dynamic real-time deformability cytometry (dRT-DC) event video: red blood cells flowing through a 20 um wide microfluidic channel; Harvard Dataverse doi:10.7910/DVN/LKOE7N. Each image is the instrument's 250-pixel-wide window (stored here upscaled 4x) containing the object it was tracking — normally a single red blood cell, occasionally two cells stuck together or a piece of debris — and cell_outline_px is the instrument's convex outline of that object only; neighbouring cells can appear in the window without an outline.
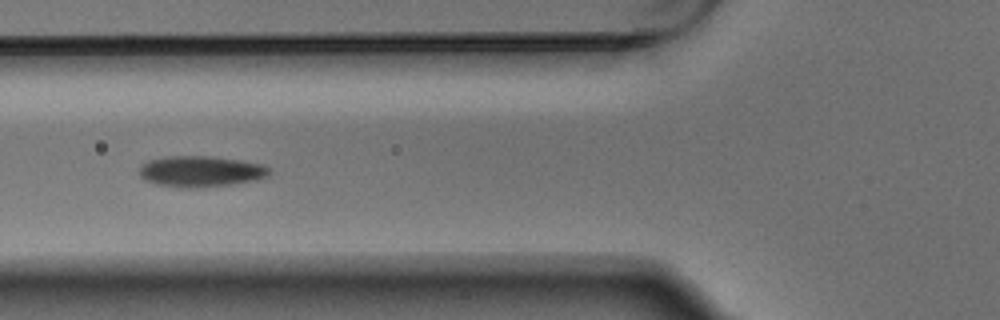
{"species": "Egyptian fruit bat (a non-hibernating species)", "species_latin": "Rousettus aegyptiacus", "temperature_condition": "warm", "stored_images_in_passage": 6, "camera_frame_rate_fps": 3000, "um_per_image_px": 0.085, "animal": {"sex": "male"}, "frame": {"image": 1, "passage_image": 4, "time_ms": 1.0, "image_size_px": [1000, 320], "cell_outline_px": [[272, 168], [264, 176], [256, 180], [232, 184], [204, 188], [180, 188], [156, 184], [144, 180], [140, 176], [140, 164], [148, 160], [168, 156], [204, 156], [240, 160], [264, 164]], "centroid_in_image_um": [17.03, 14.58], "position_along_channel_um": 108.8, "area_um2": 23.64}}
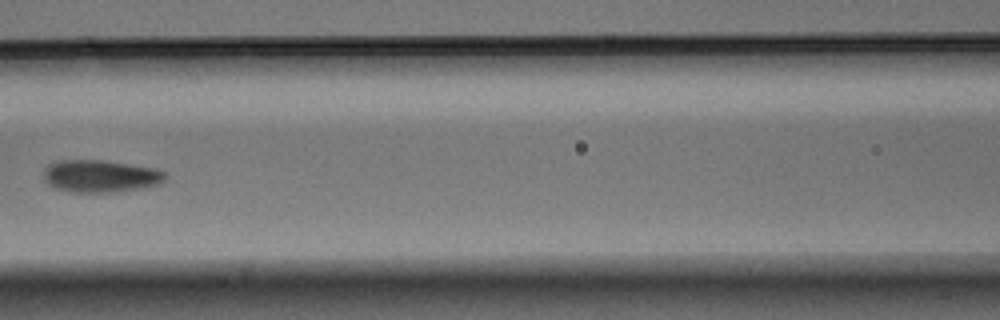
{"frame": {"image": 2, "passage_image": 5, "time_ms": 1.333, "image_size_px": [1000, 320], "cell_outline_px": [[168, 176], [160, 184], [144, 188], [108, 192], [72, 192], [56, 188], [48, 184], [44, 180], [44, 168], [48, 164], [60, 160], [100, 160], [128, 164], [152, 168], [164, 172]], "centroid_in_image_um": [8.52, 14.97], "position_along_channel_um": 158.1, "area_um2": 22.83}}
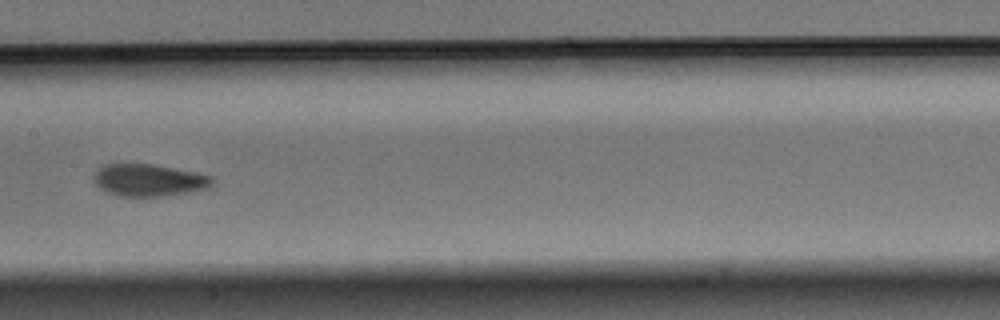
{"frame": {"image": 3, "passage_image": 6, "time_ms": 1.667, "image_size_px": [1000, 320], "cell_outline_px": [[212, 188], [192, 192], [164, 196], [120, 196], [108, 192], [100, 188], [96, 184], [92, 176], [104, 164], [152, 164], [196, 172], [212, 176]], "centroid_in_image_um": [12.69, 15.32], "position_along_channel_um": 194.7, "area_um2": 22.25}}